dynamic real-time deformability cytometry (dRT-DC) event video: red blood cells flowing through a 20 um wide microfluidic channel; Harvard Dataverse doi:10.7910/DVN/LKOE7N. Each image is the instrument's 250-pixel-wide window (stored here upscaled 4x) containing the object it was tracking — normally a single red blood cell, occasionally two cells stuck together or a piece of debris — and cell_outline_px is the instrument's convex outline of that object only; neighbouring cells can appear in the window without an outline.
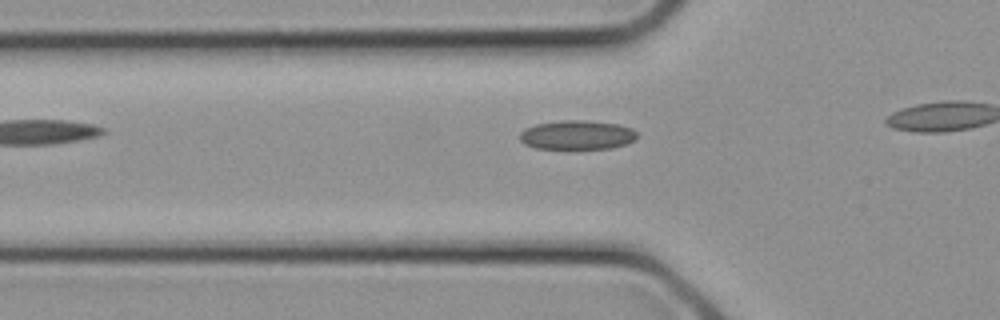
{"species": "common noctule bat (a hibernating species)", "species_latin": "Nyctalus noctula", "temperature_condition": "cold", "stored_images_in_passage": 4, "camera_frame_rate_fps": 3000, "um_per_image_px": 0.085, "animal": {"sex": "female", "body_mass_g": 21.9}, "frame": {"image": 1, "passage_image": 4, "time_ms": 1.0, "image_size_px": [1000, 320], "cell_outline_px": [[636, 140], [628, 144], [612, 148], [576, 152], [568, 152], [536, 148], [524, 144], [520, 140], [520, 132], [524, 128], [536, 124], [564, 120], [584, 120], [616, 124], [632, 128], [636, 132]], "centroid_in_image_um": [49.04, 11.54], "position_along_channel_um": 76.8, "area_um2": 21.1}}